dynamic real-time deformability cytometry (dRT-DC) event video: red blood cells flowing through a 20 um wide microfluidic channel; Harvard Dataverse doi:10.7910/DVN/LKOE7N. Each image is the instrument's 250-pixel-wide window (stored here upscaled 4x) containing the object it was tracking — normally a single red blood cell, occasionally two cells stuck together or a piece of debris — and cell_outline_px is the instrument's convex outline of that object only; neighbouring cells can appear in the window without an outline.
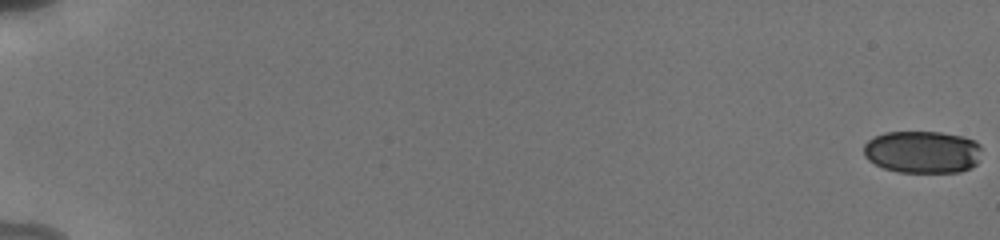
{"species": "human", "species_latin": "Homo sapiens", "temperature_condition": "cold", "stored_images_in_passage": 119, "camera_frame_rate_fps": 3000, "um_per_image_px": 0.085, "donor": {"sex": "male"}, "frame": {"image": 1, "passage_image": 1, "time_ms": 0.0, "image_size_px": [1000, 240], "cell_outline_px": [[980, 148], [976, 164], [960, 172], [896, 172], [884, 168], [868, 160], [864, 156], [864, 144], [868, 140], [884, 132], [940, 132], [964, 136], [976, 140], [980, 144]], "centroid_in_image_um": [78.4, 12.91], "position_along_channel_um": 6.6, "area_um2": 29.19}}
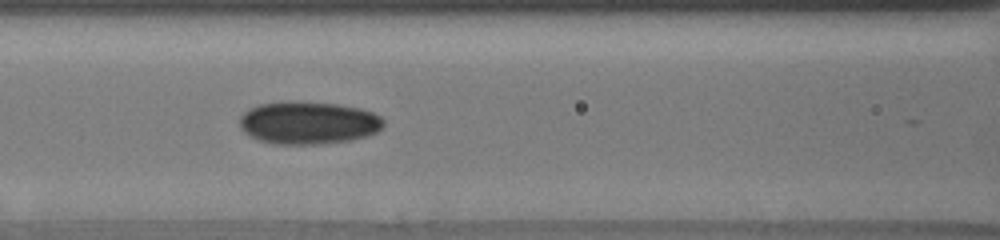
{"frame": {"image": 2, "passage_image": 63, "time_ms": 9.0, "image_size_px": [1000, 240], "cell_outline_px": [[384, 124], [376, 132], [368, 136], [352, 140], [324, 144], [276, 144], [260, 140], [244, 132], [240, 128], [240, 116], [248, 108], [260, 104], [288, 100], [300, 100], [336, 104], [360, 108], [372, 112], [380, 116], [384, 120]], "centroid_in_image_um": [26.21, 10.42], "position_along_channel_um": 140.4, "area_um2": 36.24}}
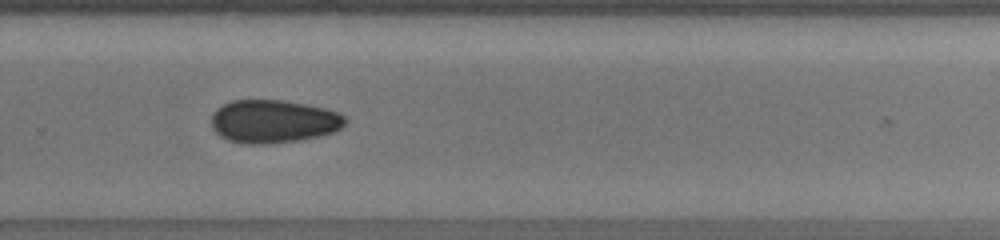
{"frame": {"image": 3, "passage_image": 84, "time_ms": 13.333, "image_size_px": [1000, 240], "cell_outline_px": [[348, 120], [336, 132], [320, 136], [300, 140], [268, 144], [244, 144], [228, 140], [220, 136], [212, 128], [212, 112], [216, 108], [232, 100], [284, 100], [324, 108], [340, 112]], "centroid_in_image_um": [23.25, 10.32], "position_along_channel_um": 306.6, "area_um2": 33.93}, "authors_computed_cell_mechanics": {"area_um2": 32.0212, "velocity_mm_per_s": 3.8525, "shape_relaxation_time_tau1_ms": 3.9657, "shape_relaxation_time_tau2_ms": null, "deformation_change_tau1": 0.0507, "deformation_change_tau2": null}}